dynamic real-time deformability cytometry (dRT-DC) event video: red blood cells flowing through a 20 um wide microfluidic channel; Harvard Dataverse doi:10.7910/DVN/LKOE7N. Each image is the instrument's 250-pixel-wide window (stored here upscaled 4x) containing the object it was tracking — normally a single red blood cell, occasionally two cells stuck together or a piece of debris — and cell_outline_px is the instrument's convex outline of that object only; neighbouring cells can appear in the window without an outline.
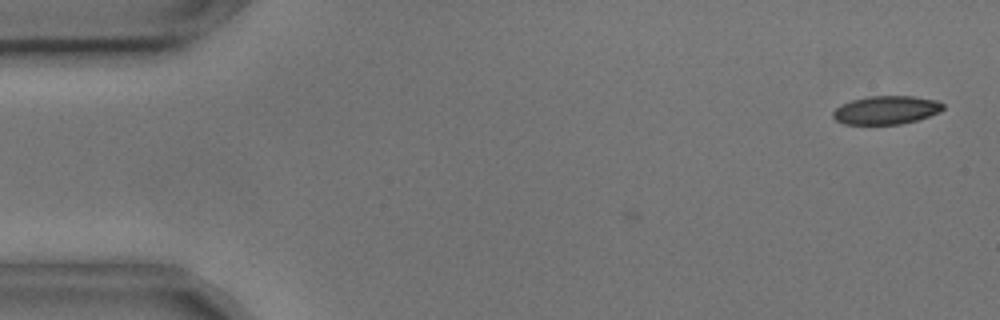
{"species": "common noctule bat (a hibernating species)", "species_latin": "Nyctalus noctula", "temperature_condition": "cold", "stored_images_in_passage": 6, "camera_frame_rate_fps": 3000, "um_per_image_px": 0.085, "animal": {"sex": "male", "body_mass_g": 17.9, "forearm_length_mm": 54.2}, "frame": {"image": 1, "passage_image": 6, "time_ms": 1.667, "image_size_px": [1000, 320], "cell_outline_px": [[944, 108], [940, 112], [916, 120], [900, 124], [844, 124], [836, 120], [832, 116], [832, 112], [840, 104], [852, 100], [868, 96], [912, 96], [936, 100], [944, 104]], "centroid_in_image_um": [75.31, 9.35], "position_along_channel_um": 9.7, "area_um2": 18.21}}